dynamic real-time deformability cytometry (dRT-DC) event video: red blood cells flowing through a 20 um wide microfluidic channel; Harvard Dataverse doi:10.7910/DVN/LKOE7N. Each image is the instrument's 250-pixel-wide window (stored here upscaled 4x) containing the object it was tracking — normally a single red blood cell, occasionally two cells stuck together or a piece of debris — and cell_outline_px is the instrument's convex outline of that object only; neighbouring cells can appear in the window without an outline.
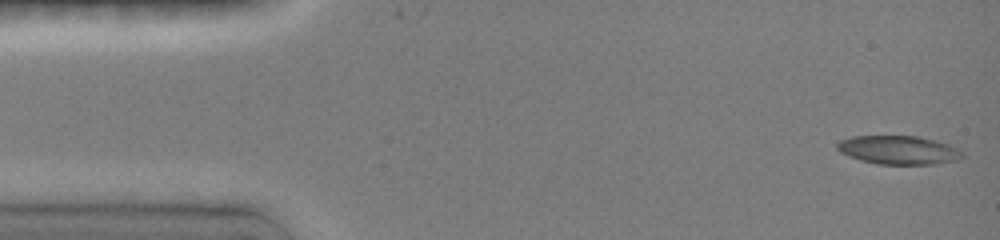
{"species": "common noctule bat (a hibernating species)", "species_latin": "Nyctalus noctula", "temperature_condition": "room temperature", "stored_images_in_passage": 9, "camera_frame_rate_fps": 3000, "um_per_image_px": 0.085, "animal": {"sex": "female", "body_mass_g": 19.0, "forearm_length_mm": 51.5}, "frame": {"image": 1, "passage_image": 1, "time_ms": 0.0, "image_size_px": [1000, 240], "cell_outline_px": [[964, 156], [956, 160], [932, 164], [876, 164], [860, 160], [848, 156], [840, 152], [836, 148], [836, 144], [840, 140], [852, 136], [916, 136], [936, 140], [948, 144], [964, 152]], "centroid_in_image_um": [76.35, 12.75], "position_along_channel_um": 8.6, "area_um2": 20.92}}
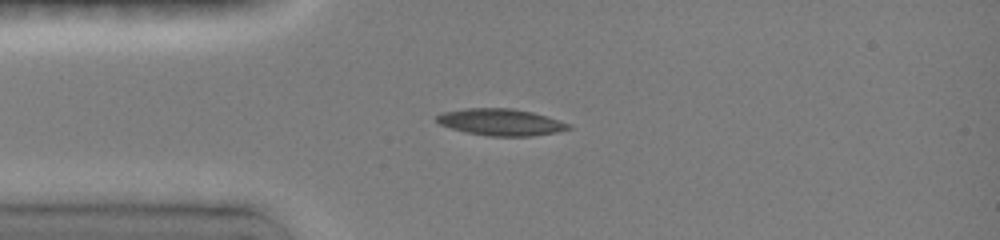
{"frame": {"image": 2, "passage_image": 5, "time_ms": 3.333, "image_size_px": [1000, 240], "cell_outline_px": [[572, 128], [556, 132], [532, 136], [488, 136], [468, 132], [452, 128], [440, 124], [436, 120], [436, 116], [440, 112], [464, 108], [512, 108], [532, 112], [560, 120], [572, 124]], "centroid_in_image_um": [42.58, 10.37], "position_along_channel_um": 42.4, "area_um2": 20.58}}
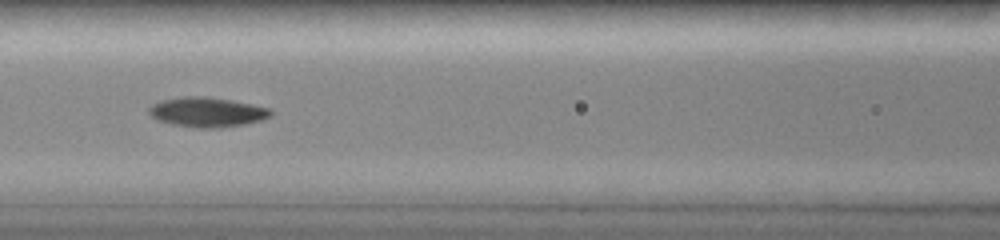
{"frame": {"image": 3, "passage_image": 8, "time_ms": 6.333, "image_size_px": [1000, 240], "cell_outline_px": [[272, 116], [264, 120], [248, 124], [220, 128], [192, 128], [172, 124], [156, 120], [148, 112], [148, 108], [152, 104], [160, 100], [184, 96], [200, 96], [228, 100], [252, 104], [272, 108]], "centroid_in_image_um": [17.62, 9.55], "position_along_channel_um": 149.0, "area_um2": 21.44}}